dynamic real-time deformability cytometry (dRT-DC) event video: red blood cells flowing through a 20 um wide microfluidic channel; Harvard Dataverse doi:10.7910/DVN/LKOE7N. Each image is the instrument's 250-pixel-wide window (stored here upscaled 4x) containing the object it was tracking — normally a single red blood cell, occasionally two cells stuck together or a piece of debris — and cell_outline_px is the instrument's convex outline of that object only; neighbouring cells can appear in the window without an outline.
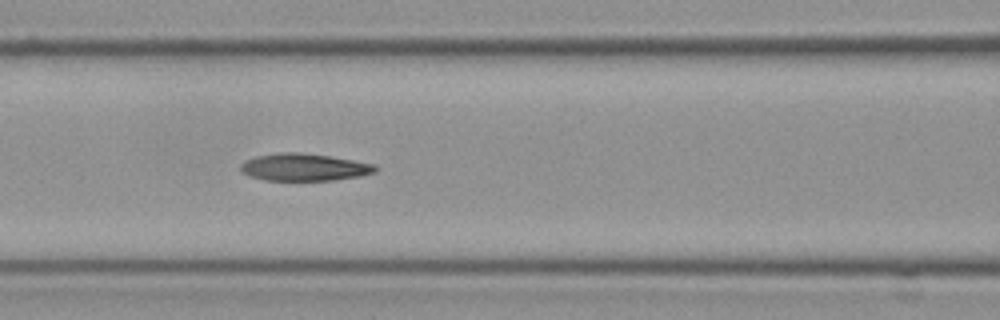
{"species": "Egyptian fruit bat (a non-hibernating species)", "species_latin": "Rousettus aegyptiacus", "temperature_condition": "cold", "stored_images_in_passage": 6, "camera_frame_rate_fps": 3000, "um_per_image_px": 0.085, "frame": {"image": 1, "passage_image": 5, "time_ms": 1.333, "image_size_px": [1000, 320], "cell_outline_px": [[376, 172], [360, 176], [332, 180], [264, 180], [248, 176], [240, 168], [240, 164], [244, 160], [256, 156], [280, 152], [300, 152], [328, 156], [352, 160], [372, 164], [376, 168]], "centroid_in_image_um": [25.79, 14.21], "position_along_channel_um": 140.8, "area_um2": 21.27}}